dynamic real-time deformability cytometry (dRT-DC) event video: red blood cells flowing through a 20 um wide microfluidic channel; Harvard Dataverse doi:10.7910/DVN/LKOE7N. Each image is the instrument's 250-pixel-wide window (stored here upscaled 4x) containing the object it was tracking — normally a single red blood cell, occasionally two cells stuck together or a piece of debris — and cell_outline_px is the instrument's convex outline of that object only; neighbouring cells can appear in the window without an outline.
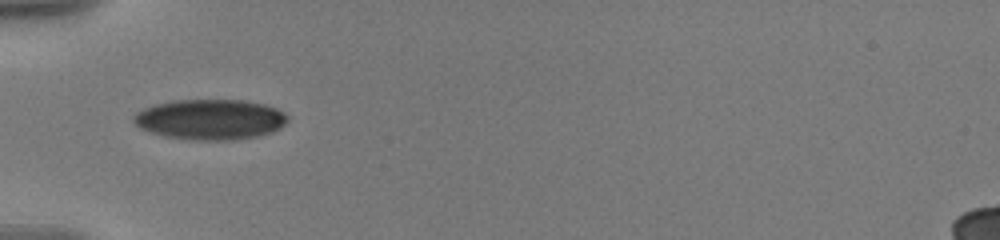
{"species": "human", "species_latin": "Homo sapiens", "temperature_condition": "warm", "stored_images_in_passage": 42, "camera_frame_rate_fps": 3000, "um_per_image_px": 0.085, "donor": {"sex": "male"}, "frame": {"image": 1, "passage_image": 1, "time_ms": 0.0, "image_size_px": [1000, 240], "cell_outline_px": [[288, 120], [280, 128], [272, 132], [256, 136], [232, 140], [196, 140], [168, 136], [152, 132], [140, 128], [132, 120], [132, 116], [136, 112], [144, 108], [156, 104], [172, 100], [248, 100], [264, 104], [276, 108], [284, 112], [288, 116]], "centroid_in_image_um": [17.88, 10.14], "position_along_channel_um": 67.1, "area_um2": 36.18}}
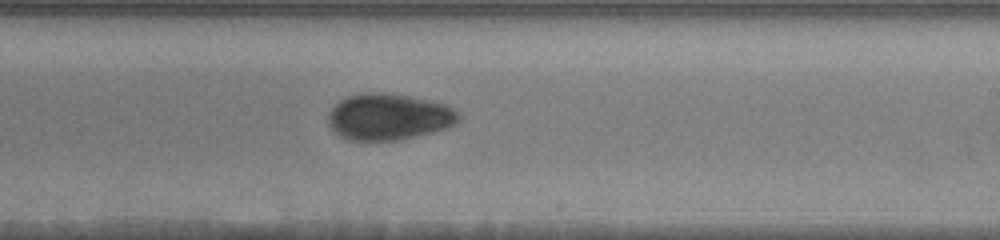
{"frame": {"image": 2, "passage_image": 18, "time_ms": 5.333, "image_size_px": [1000, 240], "cell_outline_px": [[460, 120], [456, 124], [448, 128], [432, 132], [396, 140], [348, 140], [340, 136], [328, 124], [328, 112], [340, 100], [348, 96], [364, 92], [380, 92], [408, 96], [432, 100], [448, 104], [460, 112]], "centroid_in_image_um": [33.08, 9.92], "position_along_channel_um": 255.9, "area_um2": 35.49}}
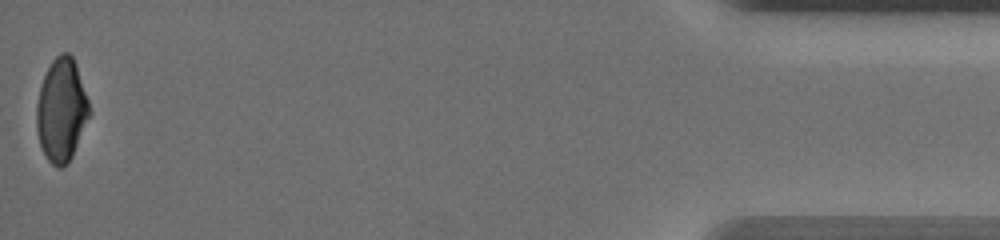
{"frame": {"image": 3, "passage_image": 41, "time_ms": 12.333, "image_size_px": [1000, 240], "cell_outline_px": [[92, 112], [72, 156], [60, 168], [52, 164], [48, 160], [40, 144], [36, 128], [36, 104], [40, 88], [44, 76], [52, 60], [60, 52], [68, 52], [72, 56], [76, 64]], "centroid_in_image_um": [5.23, 9.33], "position_along_channel_um": 430.0, "area_um2": 31.62}, "authors_computed_cell_mechanics": {"area_um2": 34.2465, "velocity_mm_per_s": 3.5923, "shape_relaxation_time_tau1_ms": 5.0205, "shape_relaxation_time_tau2_ms": 2.9858, "deformation_change_tau1": 0.1432, "deformation_change_tau2": 0.0508}}